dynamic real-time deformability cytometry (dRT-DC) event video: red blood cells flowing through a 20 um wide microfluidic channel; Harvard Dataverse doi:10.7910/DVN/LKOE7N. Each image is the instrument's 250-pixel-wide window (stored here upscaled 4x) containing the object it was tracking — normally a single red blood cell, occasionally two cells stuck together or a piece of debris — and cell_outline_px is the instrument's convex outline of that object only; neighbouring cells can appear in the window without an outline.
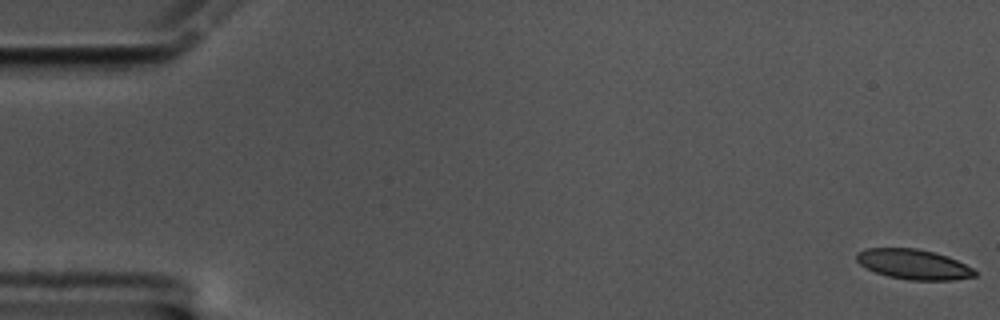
{"species": "common noctule bat (a hibernating species)", "species_latin": "Nyctalus noctula", "temperature_condition": "cold", "stored_images_in_passage": 60, "camera_frame_rate_fps": 3000, "um_per_image_px": 0.085, "animal": {"sex": "male", "body_mass_g": 17.5, "forearm_length_mm": 52.3}, "frame": {"image": 1, "passage_image": 1, "time_ms": 0.0, "image_size_px": [1000, 320], "cell_outline_px": [[976, 276], [952, 280], [908, 280], [888, 276], [876, 272], [860, 264], [856, 260], [856, 252], [864, 248], [916, 248], [948, 256], [972, 268], [976, 272]], "centroid_in_image_um": [77.63, 22.46], "position_along_channel_um": 7.4, "area_um2": 20.58}}
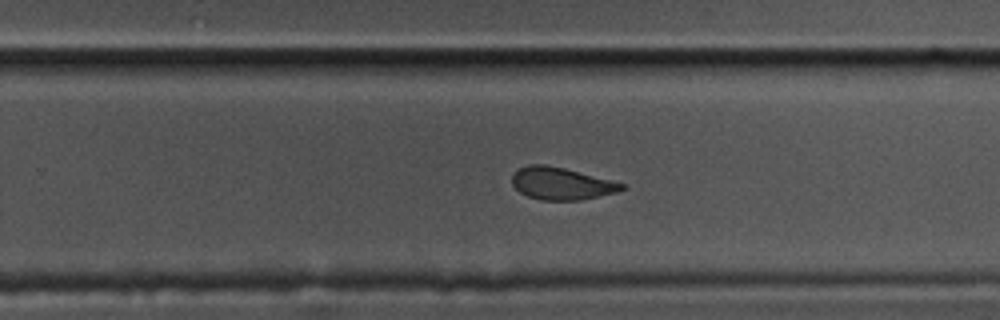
{"frame": {"image": 2, "passage_image": 38, "time_ms": 12.333, "image_size_px": [1000, 320], "cell_outline_px": [[624, 188], [616, 192], [580, 200], [540, 200], [528, 196], [520, 192], [512, 184], [512, 176], [520, 168], [528, 164], [544, 164], [564, 168], [624, 184]], "centroid_in_image_um": [47.66, 15.6], "position_along_channel_um": 282.1, "area_um2": 20.23}}
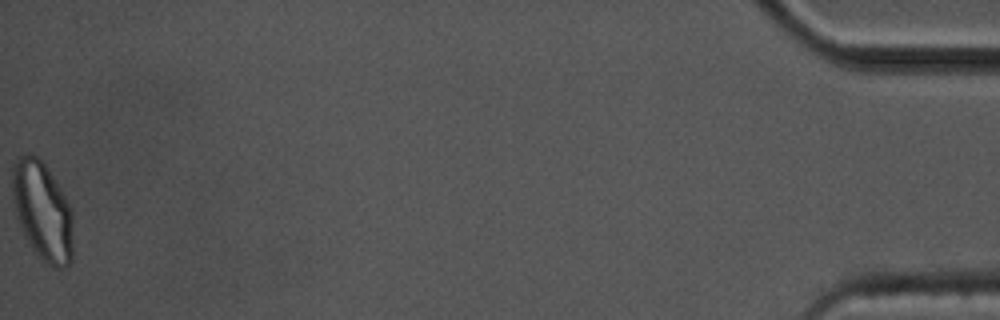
{"frame": {"image": 3, "passage_image": 60, "time_ms": 19.667, "image_size_px": [1000, 320], "cell_outline_px": [[72, 260], [64, 268], [56, 268], [48, 264], [40, 256], [24, 232], [16, 216], [12, 192], [12, 164], [16, 156], [32, 152], [48, 168], [72, 208]], "centroid_in_image_um": [3.61, 17.86], "position_along_channel_um": 431.6, "area_um2": 34.68}, "authors_computed_cell_mechanics": {"area_um2": 22.0218, "velocity_mm_per_s": 3.3928, "shape_relaxation_time_tau1_ms": 7.6643, "shape_relaxation_time_tau2_ms": 1.2816, "deformation_change_tau1": 0.1762, "deformation_change_tau2": 0.0645}}